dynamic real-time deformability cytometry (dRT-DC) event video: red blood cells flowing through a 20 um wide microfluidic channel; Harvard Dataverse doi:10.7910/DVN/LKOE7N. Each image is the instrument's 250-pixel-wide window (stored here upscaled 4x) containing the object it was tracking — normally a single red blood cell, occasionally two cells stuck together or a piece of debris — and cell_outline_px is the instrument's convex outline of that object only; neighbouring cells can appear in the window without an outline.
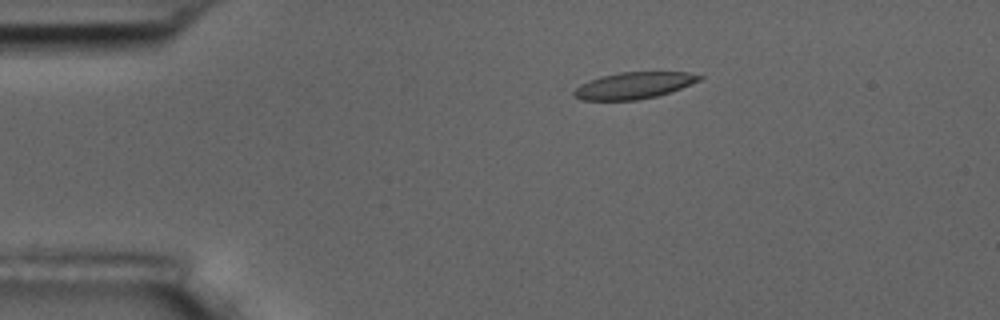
{"species": "common noctule bat (a hibernating species)", "species_latin": "Nyctalus noctula", "temperature_condition": "room temperature", "stored_images_in_passage": 6, "camera_frame_rate_fps": 3000, "um_per_image_px": 0.085, "animal": {"sex": "male", "body_mass_g": 17.5, "forearm_length_mm": 52.3}, "frame": {"image": 1, "passage_image": 3, "time_ms": 3.0, "image_size_px": [1000, 320], "cell_outline_px": [[704, 76], [700, 80], [680, 88], [656, 96], [636, 100], [580, 100], [572, 96], [572, 92], [580, 84], [588, 80], [600, 76], [620, 72], [688, 72]], "centroid_in_image_um": [53.81, 7.26], "position_along_channel_um": 31.2, "area_um2": 19.42}}
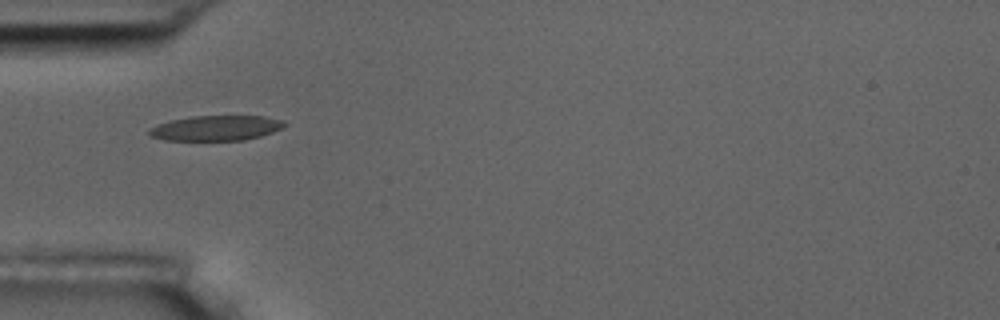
{"frame": {"image": 2, "passage_image": 5, "time_ms": 5.333, "image_size_px": [1000, 320], "cell_outline_px": [[288, 124], [284, 128], [260, 136], [244, 140], [164, 140], [148, 136], [148, 128], [156, 124], [168, 120], [192, 116], [264, 116], [284, 120]], "centroid_in_image_um": [18.34, 10.88], "position_along_channel_um": 66.7, "area_um2": 20.11}}